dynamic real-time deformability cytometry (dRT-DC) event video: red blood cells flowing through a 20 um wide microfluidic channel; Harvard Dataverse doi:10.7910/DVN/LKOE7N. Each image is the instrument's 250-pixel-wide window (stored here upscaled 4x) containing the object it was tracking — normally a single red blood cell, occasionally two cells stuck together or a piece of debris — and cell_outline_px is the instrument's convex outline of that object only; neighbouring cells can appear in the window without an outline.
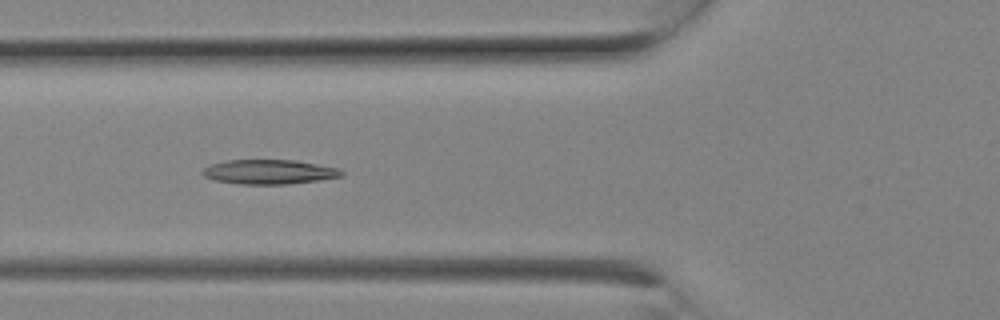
{"species": "Egyptian fruit bat (a non-hibernating species)", "species_latin": "Rousettus aegyptiacus", "temperature_condition": "room temperature", "stored_images_in_passage": 8, "camera_frame_rate_fps": 3000, "um_per_image_px": 0.085, "animal": {"sex": "female"}, "frame": {"image": 1, "passage_image": 7, "time_ms": 2.0, "image_size_px": [1000, 320], "cell_outline_px": [[344, 176], [320, 180], [288, 184], [240, 184], [212, 180], [204, 176], [200, 172], [204, 168], [212, 164], [228, 160], [296, 160], [340, 168], [344, 172]], "centroid_in_image_um": [22.9, 14.61], "position_along_channel_um": 102.9, "area_um2": 20.0}}
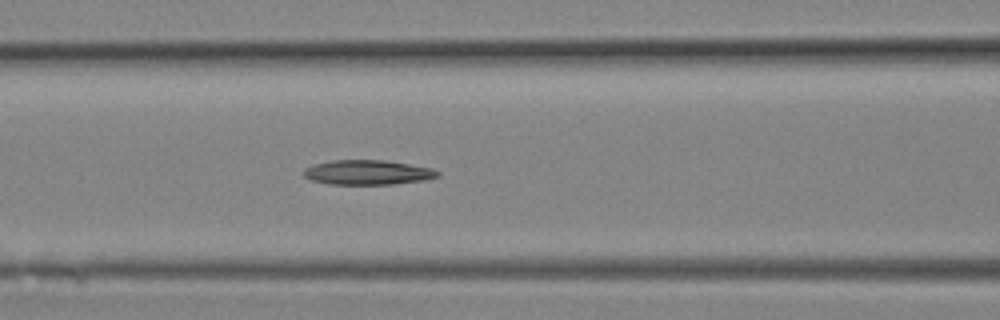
{"frame": {"image": 2, "passage_image": 8, "time_ms": 2.333, "image_size_px": [1000, 320], "cell_outline_px": [[440, 176], [424, 180], [392, 184], [328, 184], [312, 180], [304, 176], [300, 172], [304, 168], [312, 164], [332, 160], [384, 160], [432, 168], [440, 172]], "centroid_in_image_um": [31.2, 14.65], "position_along_channel_um": 135.4, "area_um2": 19.36}}